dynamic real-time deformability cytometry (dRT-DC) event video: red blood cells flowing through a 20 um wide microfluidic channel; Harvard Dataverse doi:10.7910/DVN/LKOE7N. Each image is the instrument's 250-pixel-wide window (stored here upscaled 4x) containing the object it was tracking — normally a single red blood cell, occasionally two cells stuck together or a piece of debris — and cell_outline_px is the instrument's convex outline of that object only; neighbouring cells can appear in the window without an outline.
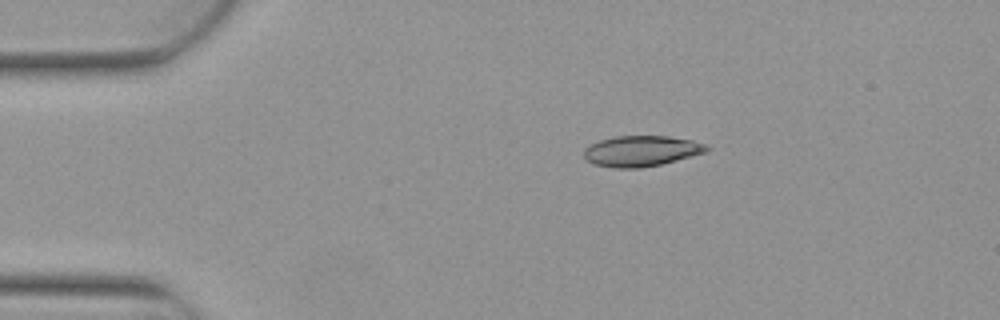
{"species": "Egyptian fruit bat (a non-hibernating species)", "species_latin": "Rousettus aegyptiacus", "temperature_condition": "warm", "stored_images_in_passage": 7, "camera_frame_rate_fps": 3000, "um_per_image_px": 0.085, "animal": {"sex": "female"}, "frame": {"image": 1, "passage_image": 2, "time_ms": 0.333, "image_size_px": [1000, 320], "cell_outline_px": [[712, 148], [708, 152], [660, 164], [640, 168], [616, 168], [592, 164], [584, 156], [584, 148], [600, 140], [616, 136], [668, 136], [692, 140], [704, 144]], "centroid_in_image_um": [54.53, 12.83], "position_along_channel_um": 30.5, "area_um2": 21.91}}
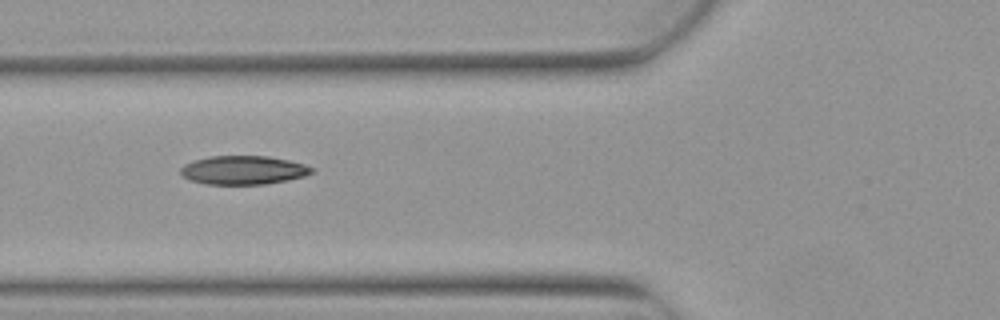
{"frame": {"image": 2, "passage_image": 5, "time_ms": 1.333, "image_size_px": [1000, 320], "cell_outline_px": [[316, 172], [304, 176], [288, 180], [264, 184], [208, 184], [188, 180], [180, 172], [180, 168], [184, 164], [208, 156], [268, 156], [288, 160], [304, 164], [316, 168]], "centroid_in_image_um": [20.72, 14.46], "position_along_channel_um": 105.1, "area_um2": 22.02}}
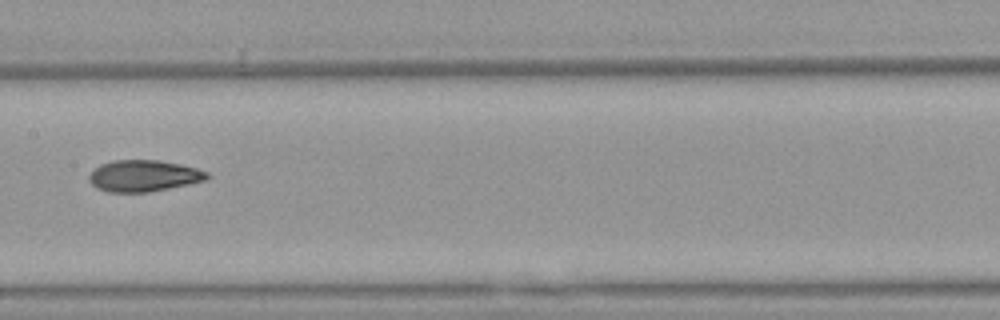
{"frame": {"image": 3, "passage_image": 7, "time_ms": 2.0, "image_size_px": [1000, 320], "cell_outline_px": [[212, 176], [204, 180], [188, 184], [148, 192], [108, 192], [96, 188], [88, 180], [88, 176], [100, 164], [112, 160], [160, 160], [180, 164], [196, 168], [208, 172]], "centroid_in_image_um": [12.2, 14.94], "position_along_channel_um": 195.2, "area_um2": 21.62}}